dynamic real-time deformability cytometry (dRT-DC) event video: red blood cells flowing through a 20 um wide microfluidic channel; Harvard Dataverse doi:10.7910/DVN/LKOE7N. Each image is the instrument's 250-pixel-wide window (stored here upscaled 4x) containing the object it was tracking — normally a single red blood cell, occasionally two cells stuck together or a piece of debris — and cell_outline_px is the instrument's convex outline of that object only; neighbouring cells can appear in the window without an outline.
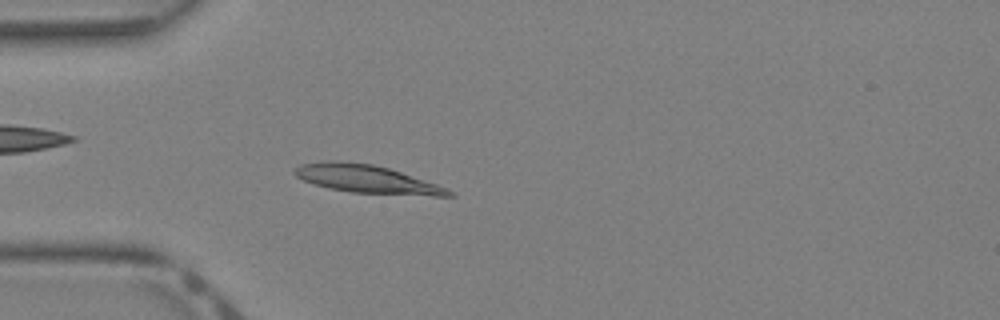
{"species": "Egyptian fruit bat (a non-hibernating species)", "species_latin": "Rousettus aegyptiacus", "temperature_condition": "warm", "stored_images_in_passage": 39, "camera_frame_rate_fps": 3000, "um_per_image_px": 0.085, "animal": {"sex": "female"}, "frame": {"image": 1, "passage_image": 11, "time_ms": 3.333, "image_size_px": [1000, 320], "cell_outline_px": [[456, 196], [432, 196], [352, 192], [328, 188], [312, 184], [296, 176], [292, 172], [300, 164], [336, 160], [372, 164], [388, 168], [448, 188], [456, 192]], "centroid_in_image_um": [31.2, 15.23], "position_along_channel_um": 53.8, "area_um2": 25.09}}
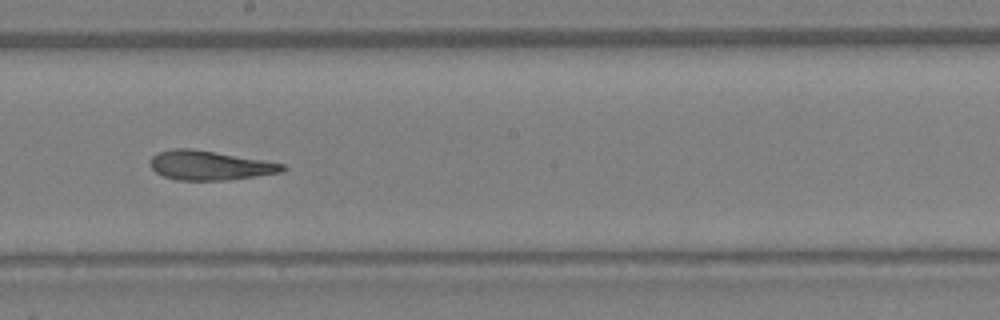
{"frame": {"image": 2, "passage_image": 22, "time_ms": 7.0, "image_size_px": [1000, 320], "cell_outline_px": [[288, 168], [280, 172], [224, 180], [176, 180], [164, 176], [156, 172], [152, 168], [152, 156], [160, 152], [172, 148], [192, 148], [264, 160], [284, 164]], "centroid_in_image_um": [17.82, 14.05], "position_along_channel_um": 230.4, "area_um2": 22.25}}
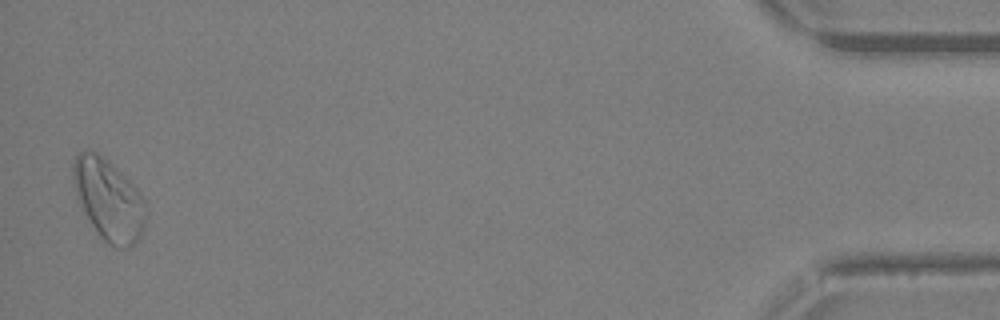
{"frame": {"image": 3, "passage_image": 39, "time_ms": 12.667, "image_size_px": [1000, 320], "cell_outline_px": [[148, 212], [144, 228], [140, 236], [128, 248], [116, 248], [104, 244], [80, 208], [76, 196], [72, 180], [72, 164], [76, 156], [80, 152], [96, 152], [108, 160], [140, 192], [144, 200]], "centroid_in_image_um": [9.22, 17.03], "position_along_channel_um": 426.0, "area_um2": 34.85}}